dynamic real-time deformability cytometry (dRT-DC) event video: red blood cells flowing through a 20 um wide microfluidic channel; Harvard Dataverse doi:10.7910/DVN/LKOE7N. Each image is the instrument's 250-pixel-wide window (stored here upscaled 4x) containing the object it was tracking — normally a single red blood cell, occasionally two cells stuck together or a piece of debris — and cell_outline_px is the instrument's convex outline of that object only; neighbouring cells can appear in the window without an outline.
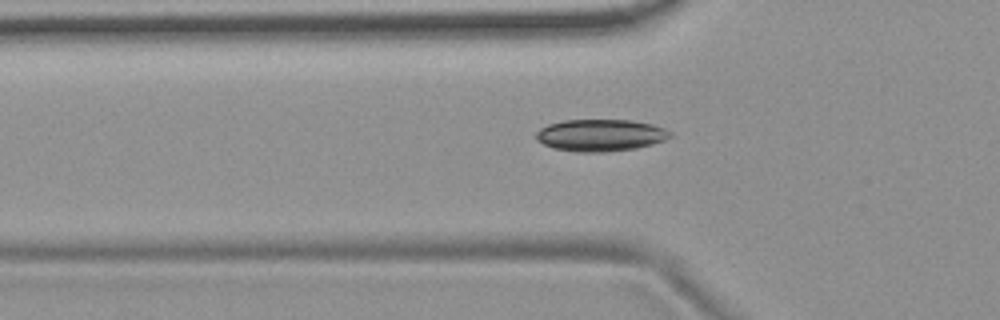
{"species": "common noctule bat (a hibernating species)", "species_latin": "Nyctalus noctula", "temperature_condition": "room temperature", "stored_images_in_passage": 43, "camera_frame_rate_fps": 3000, "um_per_image_px": 0.085, "animal": {"sex": "female", "body_mass_g": 19.9}, "frame": {"image": 1, "passage_image": 7, "time_ms": 2.0, "image_size_px": [1000, 320], "cell_outline_px": [[672, 136], [664, 140], [652, 144], [636, 148], [608, 152], [576, 152], [552, 148], [536, 140], [536, 132], [540, 128], [548, 124], [564, 120], [632, 120], [652, 124], [664, 128], [672, 132]], "centroid_in_image_um": [51.03, 11.5], "position_along_channel_um": 74.8, "area_um2": 25.14}}
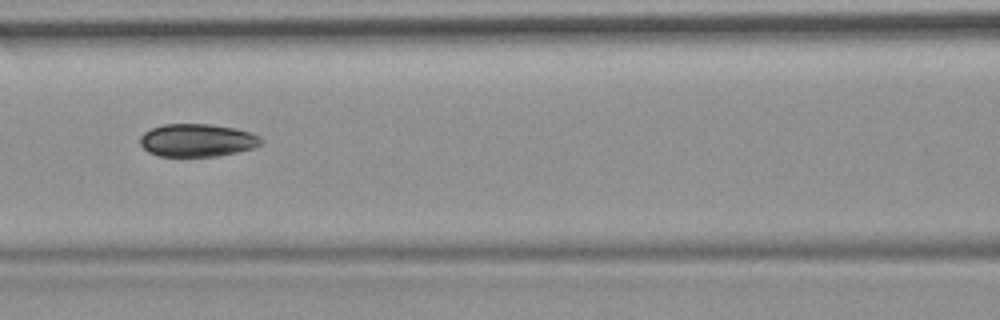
{"frame": {"image": 2, "passage_image": 13, "time_ms": 4.0, "image_size_px": [1000, 320], "cell_outline_px": [[264, 140], [260, 144], [252, 148], [236, 152], [216, 156], [160, 156], [148, 152], [140, 144], [140, 136], [144, 132], [152, 128], [164, 124], [212, 124], [232, 128], [248, 132], [260, 136]], "centroid_in_image_um": [16.74, 11.92], "position_along_channel_um": 149.9, "area_um2": 23.0}}
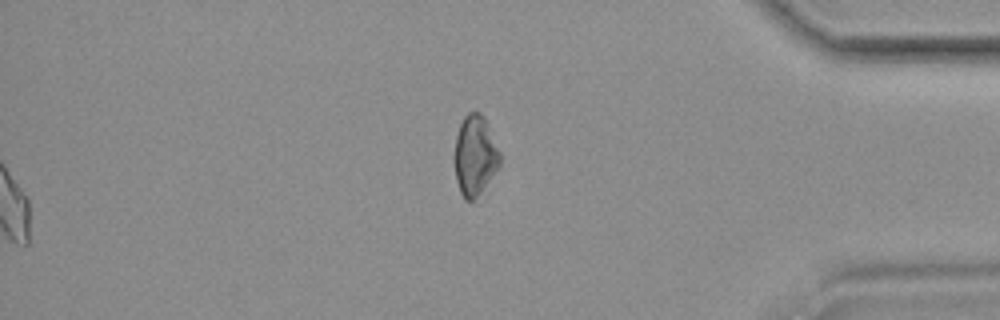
{"frame": {"image": 3, "passage_image": 35, "time_ms": 11.333, "image_size_px": [1000, 320], "cell_outline_px": [[500, 164], [480, 192], [472, 200], [464, 200], [460, 192], [456, 180], [452, 160], [452, 156], [456, 136], [460, 124], [464, 116], [468, 112], [480, 112], [484, 116], [488, 124], [500, 152]], "centroid_in_image_um": [40.33, 13.18], "position_along_channel_um": 394.9, "area_um2": 21.39}, "authors_computed_cell_mechanics": {"area_um2": 23.7558, "velocity_mm_per_s": 3.7211, "shape_relaxation_time_tau1_ms": 4.2813, "shape_relaxation_time_tau2_ms": 2.2432, "deformation_change_tau1": 0.089, "deformation_change_tau2": 0.05}}